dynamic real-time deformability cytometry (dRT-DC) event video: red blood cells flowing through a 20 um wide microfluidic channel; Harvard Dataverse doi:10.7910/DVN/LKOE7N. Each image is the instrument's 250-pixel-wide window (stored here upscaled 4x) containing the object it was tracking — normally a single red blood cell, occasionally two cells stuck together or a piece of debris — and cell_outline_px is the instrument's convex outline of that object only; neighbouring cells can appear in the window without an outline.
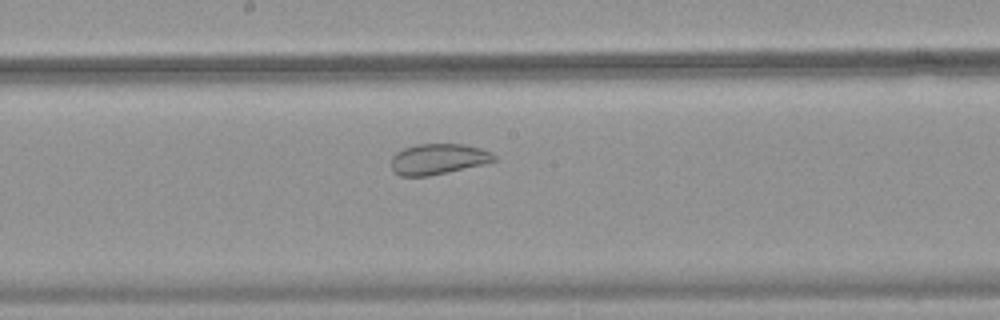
{"species": "common noctule bat (a hibernating species)", "species_latin": "Nyctalus noctula", "temperature_condition": "warm", "stored_images_in_passage": 51, "camera_frame_rate_fps": 3000, "um_per_image_px": 0.085, "animal": {"sex": "female", "body_mass_g": 18.4}, "frame": {"image": 1, "passage_image": 28, "time_ms": 9.0, "image_size_px": [1000, 320], "cell_outline_px": [[496, 160], [484, 164], [448, 172], [428, 176], [400, 176], [392, 172], [392, 156], [396, 152], [404, 148], [416, 144], [464, 144], [480, 148], [492, 152], [496, 156]], "centroid_in_image_um": [37.24, 13.52], "position_along_channel_um": 211.0, "area_um2": 18.5}}
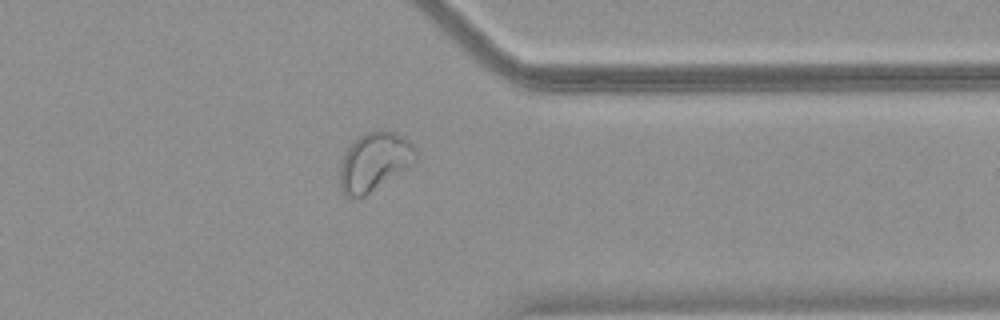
{"frame": {"image": 2, "passage_image": 41, "time_ms": 13.333, "image_size_px": [1000, 320], "cell_outline_px": [[416, 160], [364, 196], [344, 196], [340, 188], [340, 164], [344, 152], [360, 136], [368, 132], [396, 132], [408, 140], [416, 148]], "centroid_in_image_um": [31.79, 13.74], "position_along_channel_um": 379.6, "area_um2": 24.97}}
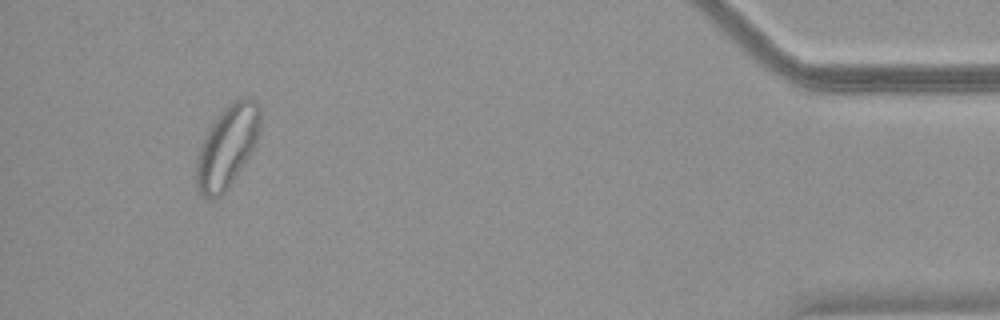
{"frame": {"image": 3, "passage_image": 48, "time_ms": 15.667, "image_size_px": [1000, 320], "cell_outline_px": [[260, 128], [256, 144], [252, 152], [228, 188], [220, 196], [212, 200], [196, 192], [196, 160], [200, 148], [208, 128], [216, 116], [236, 96], [252, 96], [256, 100], [260, 108]], "centroid_in_image_um": [19.32, 12.42], "position_along_channel_um": 415.9, "area_um2": 31.15}}